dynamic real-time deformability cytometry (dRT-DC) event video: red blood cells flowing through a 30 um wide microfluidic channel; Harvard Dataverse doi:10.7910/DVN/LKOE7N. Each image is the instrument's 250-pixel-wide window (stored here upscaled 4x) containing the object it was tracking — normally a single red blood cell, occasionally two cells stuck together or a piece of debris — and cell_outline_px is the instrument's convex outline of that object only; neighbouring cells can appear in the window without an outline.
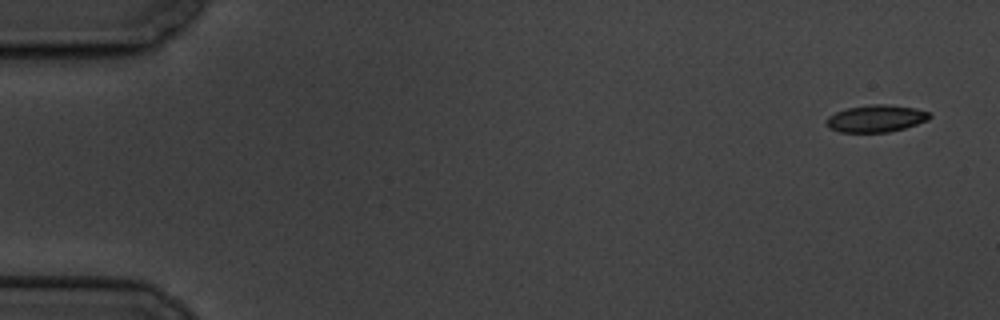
{"species": "common noctule bat (a hibernating species)", "species_latin": "Nyctalus noctula", "temperature_condition": "cold", "stored_images_in_passage": 12, "camera_frame_rate_fps": 3000, "um_per_image_px": 0.085, "animal": {"sex": "male", "body_mass_g": 19.5, "forearm_length_mm": 54.6}, "frame": {"image": 1, "passage_image": 1, "time_ms": 0.0, "image_size_px": [1000, 320], "cell_outline_px": [[932, 116], [928, 120], [904, 128], [888, 132], [840, 132], [828, 128], [824, 124], [824, 120], [828, 116], [836, 112], [848, 108], [868, 104], [888, 104], [916, 108], [928, 112]], "centroid_in_image_um": [74.42, 10.07], "position_along_channel_um": 10.6, "area_um2": 16.47}}
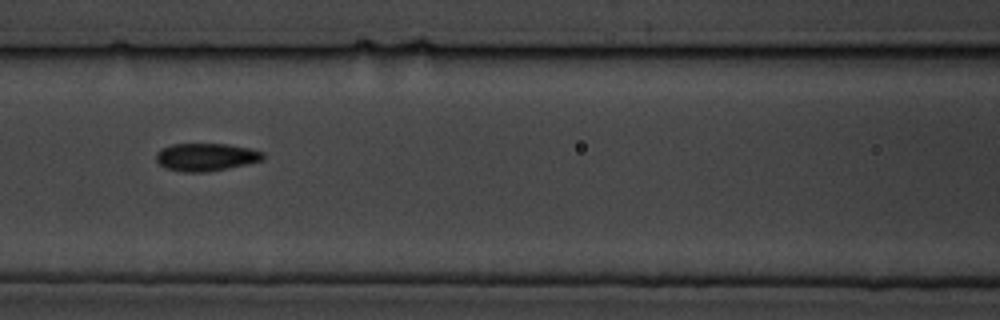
{"frame": {"image": 2, "passage_image": 7, "time_ms": 8.0, "image_size_px": [1000, 320], "cell_outline_px": [[264, 160], [228, 168], [208, 172], [184, 172], [164, 168], [156, 160], [156, 152], [160, 148], [172, 144], [228, 144], [248, 148], [264, 152]], "centroid_in_image_um": [17.49, 13.35], "position_along_channel_um": 149.1, "area_um2": 17.4}}
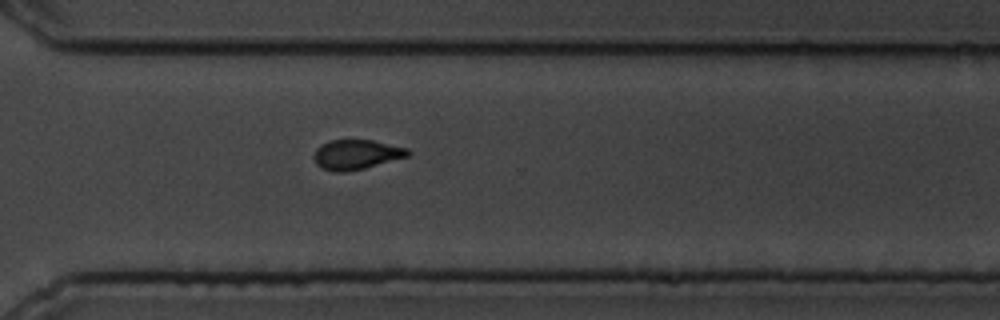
{"frame": {"image": 3, "passage_image": 12, "time_ms": 13.667, "image_size_px": [1000, 320], "cell_outline_px": [[412, 152], [408, 156], [364, 168], [344, 172], [336, 172], [320, 168], [316, 164], [312, 156], [316, 148], [320, 144], [328, 140], [372, 140], [408, 148]], "centroid_in_image_um": [30.24, 13.13], "position_along_channel_um": 340.4, "area_um2": 16.42}}